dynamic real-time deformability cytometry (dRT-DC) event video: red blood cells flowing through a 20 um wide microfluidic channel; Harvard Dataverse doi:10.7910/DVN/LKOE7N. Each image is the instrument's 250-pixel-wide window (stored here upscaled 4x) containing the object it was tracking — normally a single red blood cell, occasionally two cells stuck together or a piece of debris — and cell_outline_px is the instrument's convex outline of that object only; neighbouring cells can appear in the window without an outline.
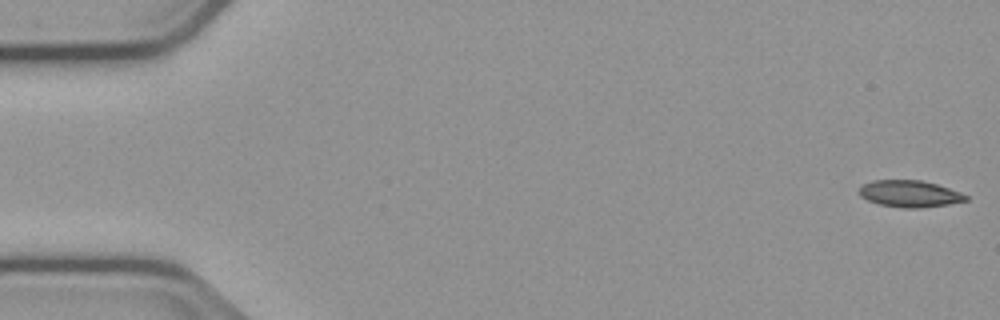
{"species": "common noctule bat (a hibernating species)", "species_latin": "Nyctalus noctula", "temperature_condition": "cold", "stored_images_in_passage": 55, "camera_frame_rate_fps": 3000, "um_per_image_px": 0.085, "animal": {"sex": "male", "body_mass_g": 23.1, "forearm_length_mm": 52.7}, "frame": {"image": 1, "passage_image": 1, "time_ms": 0.0, "image_size_px": [1000, 320], "cell_outline_px": [[968, 200], [948, 204], [920, 208], [904, 208], [880, 204], [868, 200], [860, 196], [860, 188], [864, 184], [872, 180], [920, 180], [936, 184], [960, 192], [968, 196]], "centroid_in_image_um": [77.33, 16.47], "position_along_channel_um": 7.7, "area_um2": 16.42}}
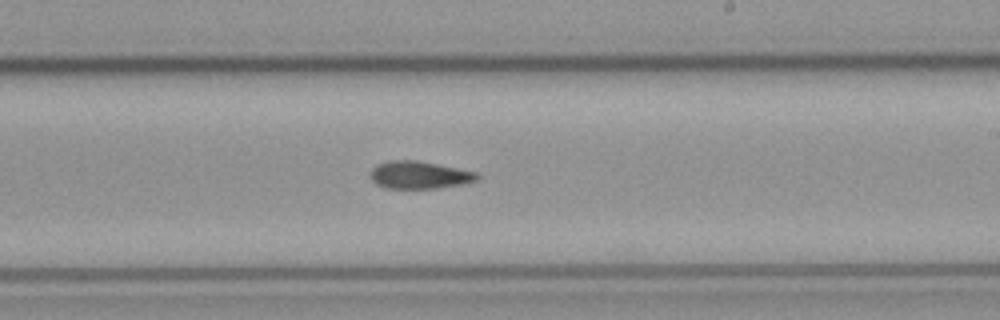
{"frame": {"image": 2, "passage_image": 32, "time_ms": 10.333, "image_size_px": [1000, 320], "cell_outline_px": [[480, 176], [476, 180], [460, 184], [436, 188], [384, 188], [376, 184], [372, 180], [372, 168], [376, 164], [388, 160], [416, 160], [476, 172]], "centroid_in_image_um": [35.6, 14.87], "position_along_channel_um": 253.4, "area_um2": 16.88}}
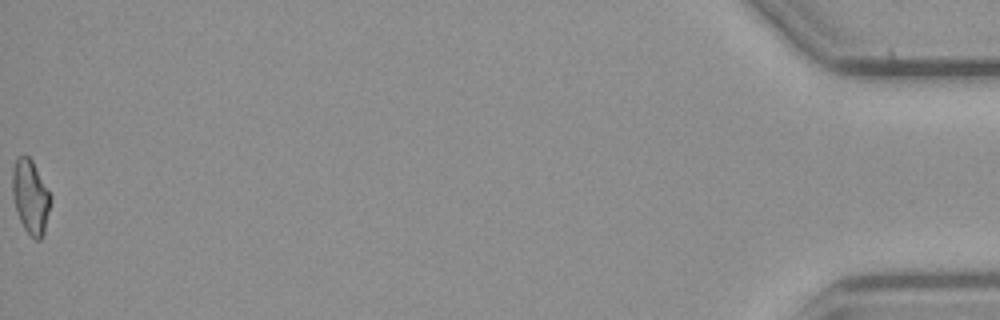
{"frame": {"image": 3, "passage_image": 55, "time_ms": 18.0, "image_size_px": [1000, 320], "cell_outline_px": [[52, 200], [44, 232], [40, 240], [36, 240], [24, 228], [20, 220], [12, 196], [12, 168], [16, 160], [20, 156], [28, 156], [32, 160], [52, 196]], "centroid_in_image_um": [2.6, 16.72], "position_along_channel_um": 432.6, "area_um2": 16.42}}